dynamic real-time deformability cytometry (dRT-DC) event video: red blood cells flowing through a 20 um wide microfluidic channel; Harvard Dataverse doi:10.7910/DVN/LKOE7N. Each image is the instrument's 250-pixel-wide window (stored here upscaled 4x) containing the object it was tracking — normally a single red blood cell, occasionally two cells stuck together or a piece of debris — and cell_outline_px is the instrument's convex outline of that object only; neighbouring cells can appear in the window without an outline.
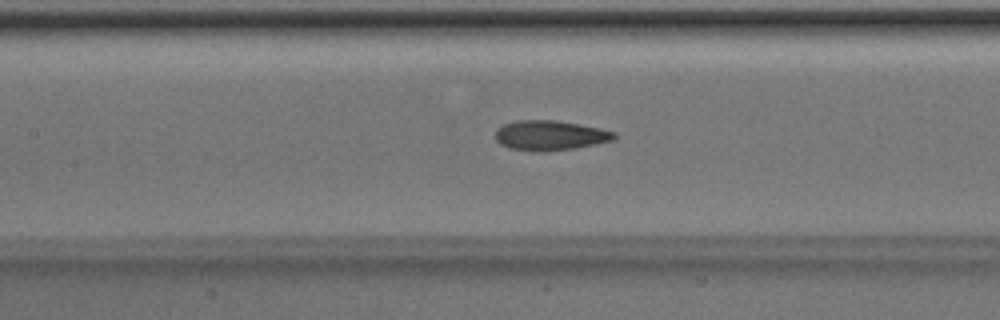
{"species": "Egyptian fruit bat (a non-hibernating species)", "species_latin": "Rousettus aegyptiacus", "temperature_condition": "room temperature", "stored_images_in_passage": 50, "camera_frame_rate_fps": 3000, "um_per_image_px": 0.085, "animal": {"sex": "male"}, "frame": {"image": 1, "passage_image": 23, "time_ms": 7.333, "image_size_px": [1000, 320], "cell_outline_px": [[616, 140], [576, 148], [544, 152], [536, 152], [508, 148], [500, 144], [496, 140], [496, 128], [504, 124], [516, 120], [556, 120], [600, 128], [616, 132]], "centroid_in_image_um": [46.76, 11.52], "position_along_channel_um": 160.6, "area_um2": 20.98}}
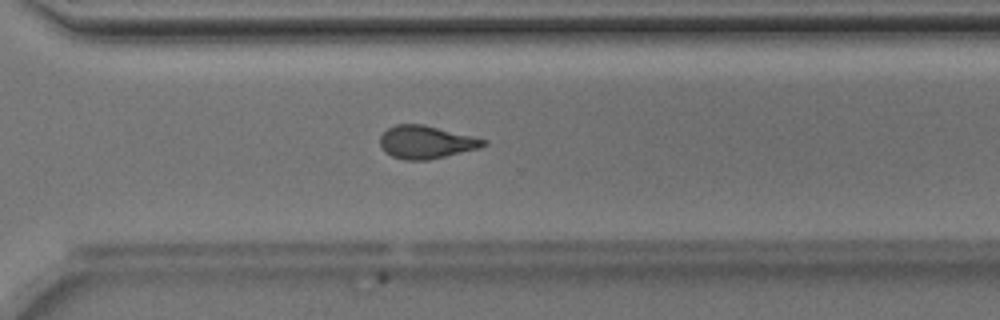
{"frame": {"image": 2, "passage_image": 36, "time_ms": 11.667, "image_size_px": [1000, 320], "cell_outline_px": [[488, 144], [480, 148], [428, 160], [404, 160], [392, 156], [384, 152], [380, 148], [380, 136], [388, 128], [396, 124], [424, 124], [488, 140]], "centroid_in_image_um": [36.21, 12.08], "position_along_channel_um": 334.4, "area_um2": 19.94}}
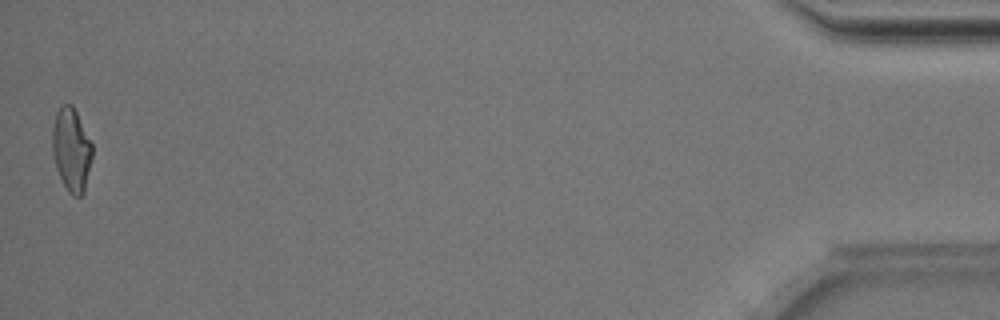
{"frame": {"image": 3, "passage_image": 50, "time_ms": 16.333, "image_size_px": [1000, 320], "cell_outline_px": [[92, 156], [84, 192], [80, 196], [72, 196], [68, 192], [56, 168], [52, 152], [52, 128], [56, 112], [60, 104], [72, 104], [92, 144]], "centroid_in_image_um": [6.05, 12.71], "position_along_channel_um": 429.1, "area_um2": 19.31}, "authors_computed_cell_mechanics": {"area_um2": 20.3456, "velocity_mm_per_s": 4.028, "shape_relaxation_time_tau1_ms": 7.1842, "shape_relaxation_time_tau2_ms": 2.043, "deformation_change_tau1": 0.187, "deformation_change_tau2": 0.0937}}